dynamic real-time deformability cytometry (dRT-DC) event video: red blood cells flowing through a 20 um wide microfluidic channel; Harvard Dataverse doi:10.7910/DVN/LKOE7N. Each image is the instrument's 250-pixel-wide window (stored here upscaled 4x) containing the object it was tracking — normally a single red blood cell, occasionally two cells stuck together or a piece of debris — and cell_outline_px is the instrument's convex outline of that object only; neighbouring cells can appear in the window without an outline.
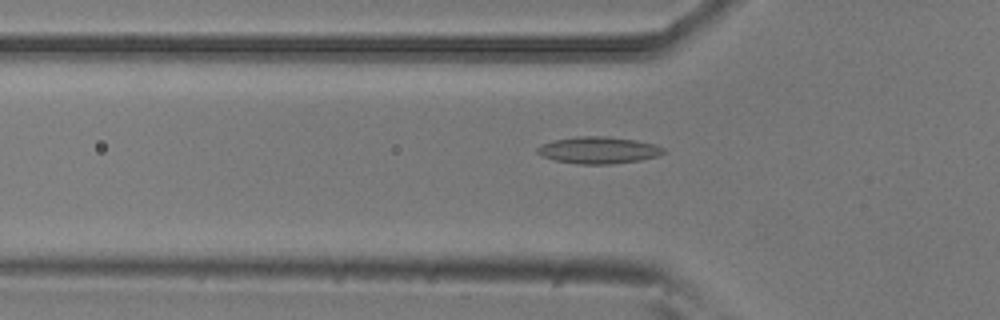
{"species": "common noctule bat (a hibernating species)", "species_latin": "Nyctalus noctula", "temperature_condition": "room temperature", "stored_images_in_passage": 53, "camera_frame_rate_fps": 3000, "um_per_image_px": 0.085, "animal": {"sex": "male", "body_mass_g": 20.5, "forearm_length_mm": 52.5}, "frame": {"image": 1, "passage_image": 17, "time_ms": 5.333, "image_size_px": [1000, 320], "cell_outline_px": [[664, 152], [656, 156], [640, 160], [608, 164], [580, 164], [556, 160], [540, 156], [536, 152], [536, 148], [540, 144], [556, 140], [576, 136], [608, 136], [636, 140], [656, 144], [664, 148]], "centroid_in_image_um": [50.84, 12.75], "position_along_channel_um": 75.0, "area_um2": 19.71}}
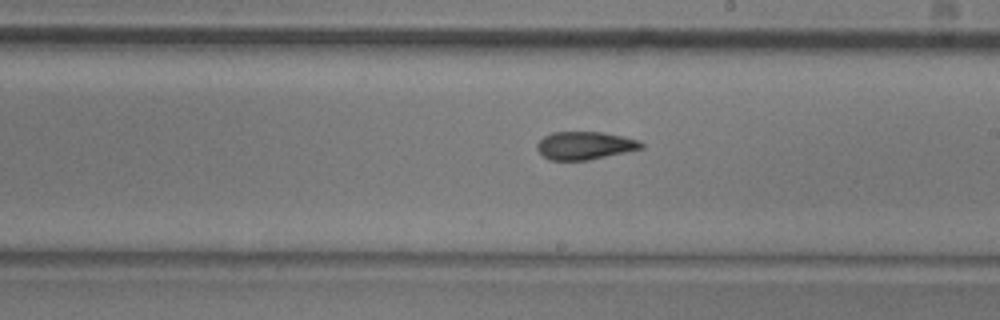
{"frame": {"image": 2, "passage_image": 30, "time_ms": 9.667, "image_size_px": [1000, 320], "cell_outline_px": [[644, 148], [588, 160], [548, 160], [536, 148], [536, 144], [544, 136], [552, 132], [600, 132], [624, 136], [640, 140], [644, 144]], "centroid_in_image_um": [49.72, 12.36], "position_along_channel_um": 239.3, "area_um2": 16.99}}
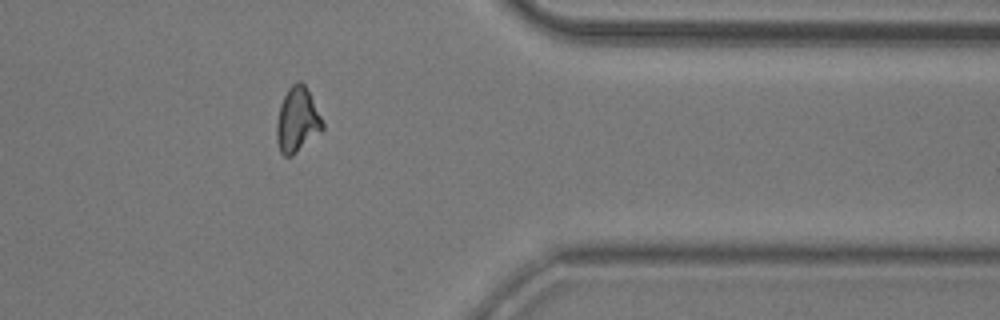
{"frame": {"image": 3, "passage_image": 43, "time_ms": 14.0, "image_size_px": [1000, 320], "cell_outline_px": [[324, 128], [320, 132], [292, 156], [284, 156], [280, 152], [276, 140], [276, 124], [280, 104], [288, 88], [296, 80], [300, 80], [304, 84], [324, 124]], "centroid_in_image_um": [25.23, 10.2], "position_along_channel_um": 386.2, "area_um2": 17.17}, "authors_computed_cell_mechanics": {"area_um2": 17.1088, "velocity_mm_per_s": 3.752, "shape_relaxation_time_tau1_ms": null, "shape_relaxation_time_tau2_ms": 4.8206, "deformation_change_tau1": null, "deformation_change_tau2": 0.1373}}